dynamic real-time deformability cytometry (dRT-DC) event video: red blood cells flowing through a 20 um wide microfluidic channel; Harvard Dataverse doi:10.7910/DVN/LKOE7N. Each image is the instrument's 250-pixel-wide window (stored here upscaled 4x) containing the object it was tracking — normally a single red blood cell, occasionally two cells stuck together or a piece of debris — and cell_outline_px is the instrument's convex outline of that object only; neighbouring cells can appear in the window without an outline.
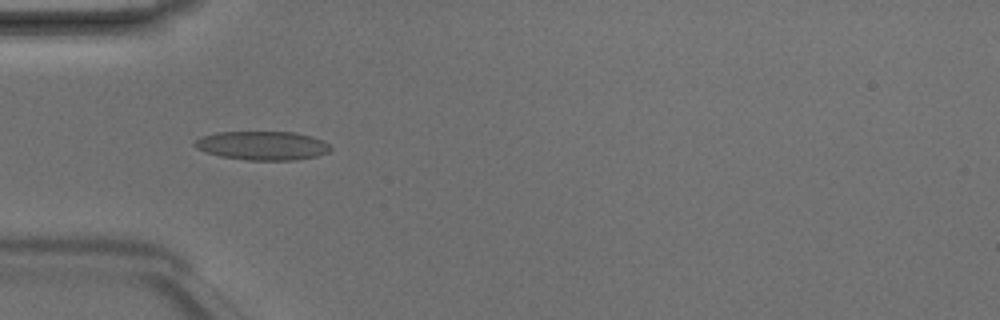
{"species": "Egyptian fruit bat (a non-hibernating species)", "species_latin": "Rousettus aegyptiacus", "temperature_condition": "room temperature", "stored_images_in_passage": 4, "camera_frame_rate_fps": 3000, "um_per_image_px": 0.085, "animal": {"sex": "male"}, "frame": {"image": 1, "passage_image": 4, "time_ms": 1.0, "image_size_px": [1000, 320], "cell_outline_px": [[332, 148], [328, 152], [316, 156], [296, 160], [248, 160], [220, 156], [204, 152], [196, 148], [192, 144], [200, 136], [216, 132], [292, 132], [308, 136], [320, 140], [328, 144]], "centroid_in_image_um": [22.24, 12.38], "position_along_channel_um": 62.8, "area_um2": 22.72}}